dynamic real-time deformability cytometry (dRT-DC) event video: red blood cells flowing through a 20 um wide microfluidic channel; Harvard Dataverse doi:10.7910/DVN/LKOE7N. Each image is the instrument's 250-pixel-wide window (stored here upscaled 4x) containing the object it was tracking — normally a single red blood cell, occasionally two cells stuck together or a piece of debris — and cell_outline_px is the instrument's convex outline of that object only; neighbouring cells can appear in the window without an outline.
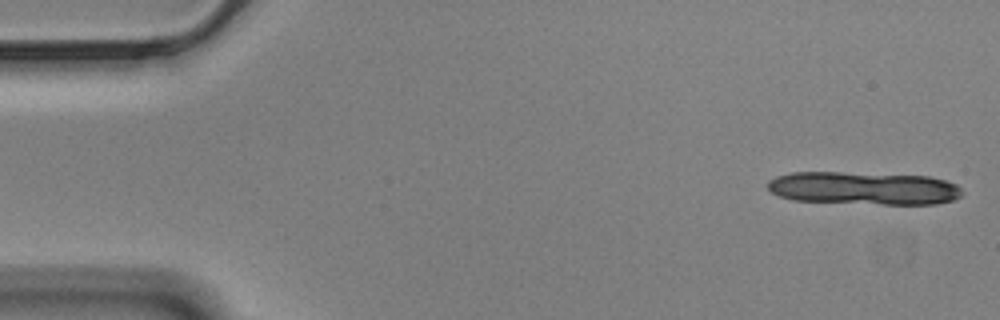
{"species": "Egyptian fruit bat (a non-hibernating species)", "species_latin": "Rousettus aegyptiacus", "temperature_condition": "cold", "stored_images_in_passage": 10, "camera_frame_rate_fps": 3000, "um_per_image_px": 0.085, "animal": {"sex": "male"}, "frame": {"image": 1, "passage_image": 1, "time_ms": 0.0, "image_size_px": [1000, 320], "cell_outline_px": [[960, 196], [956, 200], [936, 204], [884, 204], [792, 200], [780, 196], [772, 192], [768, 188], [768, 180], [776, 176], [792, 172], [840, 172], [928, 176], [944, 180], [956, 184], [960, 188]], "centroid_in_image_um": [73.41, 15.99], "position_along_channel_um": 11.6, "area_um2": 37.28}}